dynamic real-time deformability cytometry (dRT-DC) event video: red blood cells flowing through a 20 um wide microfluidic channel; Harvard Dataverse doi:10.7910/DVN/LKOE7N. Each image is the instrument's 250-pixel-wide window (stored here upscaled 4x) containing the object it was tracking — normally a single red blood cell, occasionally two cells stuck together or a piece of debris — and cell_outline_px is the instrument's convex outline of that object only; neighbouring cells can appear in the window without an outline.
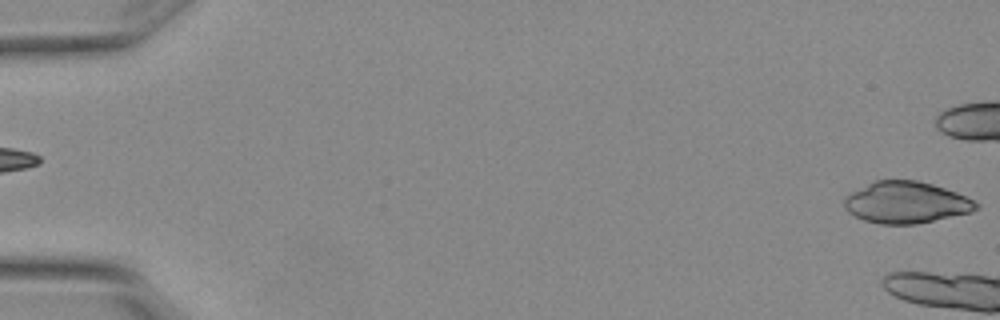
{"species": "Egyptian fruit bat (a non-hibernating species)", "species_latin": "Rousettus aegyptiacus", "temperature_condition": "warm", "stored_images_in_passage": 5, "segment_of_instrument_passage": [2, 2], "camera_frame_rate_fps": 3000, "um_per_image_px": 0.085, "animal": {"sex": "female"}, "frame": {"image": 1, "passage_image": 5, "time_ms": 1.333, "image_size_px": [1000, 320], "cell_outline_px": [[980, 208], [972, 212], [916, 224], [880, 224], [864, 220], [848, 212], [844, 208], [844, 200], [852, 192], [876, 180], [916, 180], [932, 184], [956, 192], [980, 204]], "centroid_in_image_um": [77.04, 17.22], "position_along_channel_um": 8.0, "area_um2": 31.73}}